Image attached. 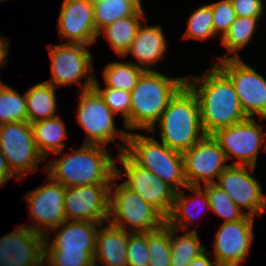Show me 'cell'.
I'll return each mask as SVG.
<instances>
[{
	"mask_svg": "<svg viewBox=\"0 0 266 266\" xmlns=\"http://www.w3.org/2000/svg\"><path fill=\"white\" fill-rule=\"evenodd\" d=\"M186 85L198 99L205 135L249 118L242 109L233 83L215 64L200 77L186 76Z\"/></svg>",
	"mask_w": 266,
	"mask_h": 266,
	"instance_id": "1",
	"label": "cell"
},
{
	"mask_svg": "<svg viewBox=\"0 0 266 266\" xmlns=\"http://www.w3.org/2000/svg\"><path fill=\"white\" fill-rule=\"evenodd\" d=\"M48 162L44 171L64 187L87 184H111L116 175V158L106 150V146L84 144L78 150L62 155ZM61 155L57 158L58 155Z\"/></svg>",
	"mask_w": 266,
	"mask_h": 266,
	"instance_id": "2",
	"label": "cell"
},
{
	"mask_svg": "<svg viewBox=\"0 0 266 266\" xmlns=\"http://www.w3.org/2000/svg\"><path fill=\"white\" fill-rule=\"evenodd\" d=\"M156 123L159 125H154L148 132L156 133L159 129L160 142L181 153L205 135L198 99L186 84L169 101Z\"/></svg>",
	"mask_w": 266,
	"mask_h": 266,
	"instance_id": "3",
	"label": "cell"
},
{
	"mask_svg": "<svg viewBox=\"0 0 266 266\" xmlns=\"http://www.w3.org/2000/svg\"><path fill=\"white\" fill-rule=\"evenodd\" d=\"M100 224L65 220L53 228V240L45 235L44 266H93Z\"/></svg>",
	"mask_w": 266,
	"mask_h": 266,
	"instance_id": "4",
	"label": "cell"
},
{
	"mask_svg": "<svg viewBox=\"0 0 266 266\" xmlns=\"http://www.w3.org/2000/svg\"><path fill=\"white\" fill-rule=\"evenodd\" d=\"M185 84L186 76L169 77L157 70L144 71L131 91L130 131H149Z\"/></svg>",
	"mask_w": 266,
	"mask_h": 266,
	"instance_id": "5",
	"label": "cell"
},
{
	"mask_svg": "<svg viewBox=\"0 0 266 266\" xmlns=\"http://www.w3.org/2000/svg\"><path fill=\"white\" fill-rule=\"evenodd\" d=\"M124 152L136 164L154 173L176 191L188 187L183 154L170 149L153 136L129 132Z\"/></svg>",
	"mask_w": 266,
	"mask_h": 266,
	"instance_id": "6",
	"label": "cell"
},
{
	"mask_svg": "<svg viewBox=\"0 0 266 266\" xmlns=\"http://www.w3.org/2000/svg\"><path fill=\"white\" fill-rule=\"evenodd\" d=\"M116 179L110 184L107 222L130 233H151L162 228L166 218L123 183H115Z\"/></svg>",
	"mask_w": 266,
	"mask_h": 266,
	"instance_id": "7",
	"label": "cell"
},
{
	"mask_svg": "<svg viewBox=\"0 0 266 266\" xmlns=\"http://www.w3.org/2000/svg\"><path fill=\"white\" fill-rule=\"evenodd\" d=\"M77 121L86 132L84 144L107 146L108 143L122 139L118 145L119 153L126 148L129 132L117 129L115 114L104 103L99 93L92 87L80 92Z\"/></svg>",
	"mask_w": 266,
	"mask_h": 266,
	"instance_id": "8",
	"label": "cell"
},
{
	"mask_svg": "<svg viewBox=\"0 0 266 266\" xmlns=\"http://www.w3.org/2000/svg\"><path fill=\"white\" fill-rule=\"evenodd\" d=\"M89 47L72 43L49 45L47 50L51 59L52 78L46 82L56 88L79 83L81 88L78 92L92 88L96 78L93 76V58ZM86 77L82 86L81 79Z\"/></svg>",
	"mask_w": 266,
	"mask_h": 266,
	"instance_id": "9",
	"label": "cell"
},
{
	"mask_svg": "<svg viewBox=\"0 0 266 266\" xmlns=\"http://www.w3.org/2000/svg\"><path fill=\"white\" fill-rule=\"evenodd\" d=\"M0 151L17 180L38 168L44 157L35 144L30 123L15 121L0 125Z\"/></svg>",
	"mask_w": 266,
	"mask_h": 266,
	"instance_id": "10",
	"label": "cell"
},
{
	"mask_svg": "<svg viewBox=\"0 0 266 266\" xmlns=\"http://www.w3.org/2000/svg\"><path fill=\"white\" fill-rule=\"evenodd\" d=\"M117 157L116 163L119 161L123 168L119 169L116 164L117 179L125 176L127 180L122 183L167 218L172 211L177 191L151 171L136 164L124 151L118 153Z\"/></svg>",
	"mask_w": 266,
	"mask_h": 266,
	"instance_id": "11",
	"label": "cell"
},
{
	"mask_svg": "<svg viewBox=\"0 0 266 266\" xmlns=\"http://www.w3.org/2000/svg\"><path fill=\"white\" fill-rule=\"evenodd\" d=\"M233 83L244 113L263 121L266 116V78L243 61L228 58L214 63ZM256 115V116H255Z\"/></svg>",
	"mask_w": 266,
	"mask_h": 266,
	"instance_id": "12",
	"label": "cell"
},
{
	"mask_svg": "<svg viewBox=\"0 0 266 266\" xmlns=\"http://www.w3.org/2000/svg\"><path fill=\"white\" fill-rule=\"evenodd\" d=\"M212 135L227 160L237 158L232 165L256 167L258 153L264 142L263 151H266V130H263L256 117H249L240 123L221 128Z\"/></svg>",
	"mask_w": 266,
	"mask_h": 266,
	"instance_id": "13",
	"label": "cell"
},
{
	"mask_svg": "<svg viewBox=\"0 0 266 266\" xmlns=\"http://www.w3.org/2000/svg\"><path fill=\"white\" fill-rule=\"evenodd\" d=\"M46 183L35 190H30L24 196L29 209L31 224H22L31 230L49 235L50 231L61 225L65 220L64 199L65 187L54 181L49 175Z\"/></svg>",
	"mask_w": 266,
	"mask_h": 266,
	"instance_id": "14",
	"label": "cell"
},
{
	"mask_svg": "<svg viewBox=\"0 0 266 266\" xmlns=\"http://www.w3.org/2000/svg\"><path fill=\"white\" fill-rule=\"evenodd\" d=\"M254 169L251 166L230 164L218 176V181L214 182L237 207L252 217L262 216L266 209V196L262 193L261 184L251 174Z\"/></svg>",
	"mask_w": 266,
	"mask_h": 266,
	"instance_id": "15",
	"label": "cell"
},
{
	"mask_svg": "<svg viewBox=\"0 0 266 266\" xmlns=\"http://www.w3.org/2000/svg\"><path fill=\"white\" fill-rule=\"evenodd\" d=\"M184 174L188 186L212 184L230 164L213 135H204L184 151Z\"/></svg>",
	"mask_w": 266,
	"mask_h": 266,
	"instance_id": "16",
	"label": "cell"
},
{
	"mask_svg": "<svg viewBox=\"0 0 266 266\" xmlns=\"http://www.w3.org/2000/svg\"><path fill=\"white\" fill-rule=\"evenodd\" d=\"M254 217L222 222L212 243L215 261L219 266H240L250 253L254 241Z\"/></svg>",
	"mask_w": 266,
	"mask_h": 266,
	"instance_id": "17",
	"label": "cell"
},
{
	"mask_svg": "<svg viewBox=\"0 0 266 266\" xmlns=\"http://www.w3.org/2000/svg\"><path fill=\"white\" fill-rule=\"evenodd\" d=\"M110 184L65 187L64 210L68 221L105 223L109 218Z\"/></svg>",
	"mask_w": 266,
	"mask_h": 266,
	"instance_id": "18",
	"label": "cell"
},
{
	"mask_svg": "<svg viewBox=\"0 0 266 266\" xmlns=\"http://www.w3.org/2000/svg\"><path fill=\"white\" fill-rule=\"evenodd\" d=\"M45 236L20 225L0 238V266H44Z\"/></svg>",
	"mask_w": 266,
	"mask_h": 266,
	"instance_id": "19",
	"label": "cell"
},
{
	"mask_svg": "<svg viewBox=\"0 0 266 266\" xmlns=\"http://www.w3.org/2000/svg\"><path fill=\"white\" fill-rule=\"evenodd\" d=\"M59 37L65 43L92 46L98 32L94 21L93 2L87 0H63L57 22Z\"/></svg>",
	"mask_w": 266,
	"mask_h": 266,
	"instance_id": "20",
	"label": "cell"
},
{
	"mask_svg": "<svg viewBox=\"0 0 266 266\" xmlns=\"http://www.w3.org/2000/svg\"><path fill=\"white\" fill-rule=\"evenodd\" d=\"M166 46L167 41L161 25H145L143 27L142 23L123 58L131 54L138 60L137 63L130 60L131 63L142 68L144 71H156L152 66L164 58L167 50Z\"/></svg>",
	"mask_w": 266,
	"mask_h": 266,
	"instance_id": "21",
	"label": "cell"
},
{
	"mask_svg": "<svg viewBox=\"0 0 266 266\" xmlns=\"http://www.w3.org/2000/svg\"><path fill=\"white\" fill-rule=\"evenodd\" d=\"M100 224L96 236L94 265L98 262L104 266H127V246L130 232L116 227L109 222L104 227Z\"/></svg>",
	"mask_w": 266,
	"mask_h": 266,
	"instance_id": "22",
	"label": "cell"
},
{
	"mask_svg": "<svg viewBox=\"0 0 266 266\" xmlns=\"http://www.w3.org/2000/svg\"><path fill=\"white\" fill-rule=\"evenodd\" d=\"M185 189H189L195 194L194 195L190 194L192 195L191 197H186L185 191H184ZM185 189H181L176 192L172 211L169 214V216L166 218V223L169 226L174 227L176 229H179V230L181 229L183 231H190L188 227L189 225L194 227L193 224L196 218L194 217V214H193L194 211L192 212V209H194L192 208V206L201 209L202 212H205V210H211V209H210V205L208 201V195L201 186H188Z\"/></svg>",
	"mask_w": 266,
	"mask_h": 266,
	"instance_id": "23",
	"label": "cell"
},
{
	"mask_svg": "<svg viewBox=\"0 0 266 266\" xmlns=\"http://www.w3.org/2000/svg\"><path fill=\"white\" fill-rule=\"evenodd\" d=\"M30 125L37 150L44 159H48L49 153L61 152L66 147V143L63 142L68 137L66 124L58 114L56 117L31 123Z\"/></svg>",
	"mask_w": 266,
	"mask_h": 266,
	"instance_id": "24",
	"label": "cell"
},
{
	"mask_svg": "<svg viewBox=\"0 0 266 266\" xmlns=\"http://www.w3.org/2000/svg\"><path fill=\"white\" fill-rule=\"evenodd\" d=\"M144 18L143 7L135 14L121 18L107 25L98 32V37L106 36L109 45L119 57H123L129 50L131 43L136 37L137 30Z\"/></svg>",
	"mask_w": 266,
	"mask_h": 266,
	"instance_id": "25",
	"label": "cell"
},
{
	"mask_svg": "<svg viewBox=\"0 0 266 266\" xmlns=\"http://www.w3.org/2000/svg\"><path fill=\"white\" fill-rule=\"evenodd\" d=\"M28 122L35 123L56 117V87L44 81L25 92Z\"/></svg>",
	"mask_w": 266,
	"mask_h": 266,
	"instance_id": "26",
	"label": "cell"
},
{
	"mask_svg": "<svg viewBox=\"0 0 266 266\" xmlns=\"http://www.w3.org/2000/svg\"><path fill=\"white\" fill-rule=\"evenodd\" d=\"M197 233V228H193L180 236L179 229L170 226V266H187L206 250Z\"/></svg>",
	"mask_w": 266,
	"mask_h": 266,
	"instance_id": "27",
	"label": "cell"
},
{
	"mask_svg": "<svg viewBox=\"0 0 266 266\" xmlns=\"http://www.w3.org/2000/svg\"><path fill=\"white\" fill-rule=\"evenodd\" d=\"M259 21L261 20L258 17L237 16L228 32L221 38V44L226 48L228 54L234 53V55L224 54L222 57L217 58L218 62L228 58H241L238 52L250 43L251 38L256 34V27Z\"/></svg>",
	"mask_w": 266,
	"mask_h": 266,
	"instance_id": "28",
	"label": "cell"
},
{
	"mask_svg": "<svg viewBox=\"0 0 266 266\" xmlns=\"http://www.w3.org/2000/svg\"><path fill=\"white\" fill-rule=\"evenodd\" d=\"M97 32L118 19L135 15L141 8V0H98L93 2Z\"/></svg>",
	"mask_w": 266,
	"mask_h": 266,
	"instance_id": "29",
	"label": "cell"
},
{
	"mask_svg": "<svg viewBox=\"0 0 266 266\" xmlns=\"http://www.w3.org/2000/svg\"><path fill=\"white\" fill-rule=\"evenodd\" d=\"M106 88H113L130 92L144 70L129 62H110L102 71Z\"/></svg>",
	"mask_w": 266,
	"mask_h": 266,
	"instance_id": "30",
	"label": "cell"
},
{
	"mask_svg": "<svg viewBox=\"0 0 266 266\" xmlns=\"http://www.w3.org/2000/svg\"><path fill=\"white\" fill-rule=\"evenodd\" d=\"M15 121L27 122L26 98L8 84L0 86V125Z\"/></svg>",
	"mask_w": 266,
	"mask_h": 266,
	"instance_id": "31",
	"label": "cell"
},
{
	"mask_svg": "<svg viewBox=\"0 0 266 266\" xmlns=\"http://www.w3.org/2000/svg\"><path fill=\"white\" fill-rule=\"evenodd\" d=\"M208 195L210 209L213 213L224 219L223 222H231L242 219L246 214L235 205L229 195L214 183L201 185Z\"/></svg>",
	"mask_w": 266,
	"mask_h": 266,
	"instance_id": "32",
	"label": "cell"
},
{
	"mask_svg": "<svg viewBox=\"0 0 266 266\" xmlns=\"http://www.w3.org/2000/svg\"><path fill=\"white\" fill-rule=\"evenodd\" d=\"M214 37L216 35L211 6L209 4L202 5L188 17L187 29L183 38L205 41Z\"/></svg>",
	"mask_w": 266,
	"mask_h": 266,
	"instance_id": "33",
	"label": "cell"
},
{
	"mask_svg": "<svg viewBox=\"0 0 266 266\" xmlns=\"http://www.w3.org/2000/svg\"><path fill=\"white\" fill-rule=\"evenodd\" d=\"M148 251V266H170V226L167 223L157 231L148 233Z\"/></svg>",
	"mask_w": 266,
	"mask_h": 266,
	"instance_id": "34",
	"label": "cell"
},
{
	"mask_svg": "<svg viewBox=\"0 0 266 266\" xmlns=\"http://www.w3.org/2000/svg\"><path fill=\"white\" fill-rule=\"evenodd\" d=\"M93 88L99 93L104 100V103L117 115L118 113L123 117L124 125L130 131V107H131V93L113 89L100 88L98 81L95 79Z\"/></svg>",
	"mask_w": 266,
	"mask_h": 266,
	"instance_id": "35",
	"label": "cell"
},
{
	"mask_svg": "<svg viewBox=\"0 0 266 266\" xmlns=\"http://www.w3.org/2000/svg\"><path fill=\"white\" fill-rule=\"evenodd\" d=\"M148 233H131L128 236L127 266H148Z\"/></svg>",
	"mask_w": 266,
	"mask_h": 266,
	"instance_id": "36",
	"label": "cell"
},
{
	"mask_svg": "<svg viewBox=\"0 0 266 266\" xmlns=\"http://www.w3.org/2000/svg\"><path fill=\"white\" fill-rule=\"evenodd\" d=\"M213 13V27L215 35L223 36L228 32L237 15L231 0H219L209 4Z\"/></svg>",
	"mask_w": 266,
	"mask_h": 266,
	"instance_id": "37",
	"label": "cell"
},
{
	"mask_svg": "<svg viewBox=\"0 0 266 266\" xmlns=\"http://www.w3.org/2000/svg\"><path fill=\"white\" fill-rule=\"evenodd\" d=\"M231 3L236 15L240 17L248 16L261 19L266 8L263 0H231Z\"/></svg>",
	"mask_w": 266,
	"mask_h": 266,
	"instance_id": "38",
	"label": "cell"
},
{
	"mask_svg": "<svg viewBox=\"0 0 266 266\" xmlns=\"http://www.w3.org/2000/svg\"><path fill=\"white\" fill-rule=\"evenodd\" d=\"M17 178L10 170L5 156L0 151V187H4L12 178Z\"/></svg>",
	"mask_w": 266,
	"mask_h": 266,
	"instance_id": "39",
	"label": "cell"
},
{
	"mask_svg": "<svg viewBox=\"0 0 266 266\" xmlns=\"http://www.w3.org/2000/svg\"><path fill=\"white\" fill-rule=\"evenodd\" d=\"M208 253L211 252L206 249L203 253L194 258L187 266H219L215 260L211 261Z\"/></svg>",
	"mask_w": 266,
	"mask_h": 266,
	"instance_id": "40",
	"label": "cell"
},
{
	"mask_svg": "<svg viewBox=\"0 0 266 266\" xmlns=\"http://www.w3.org/2000/svg\"><path fill=\"white\" fill-rule=\"evenodd\" d=\"M8 38H4L0 35V66L3 67L7 64L8 60V52H9V46L10 42H8Z\"/></svg>",
	"mask_w": 266,
	"mask_h": 266,
	"instance_id": "41",
	"label": "cell"
},
{
	"mask_svg": "<svg viewBox=\"0 0 266 266\" xmlns=\"http://www.w3.org/2000/svg\"><path fill=\"white\" fill-rule=\"evenodd\" d=\"M87 1H90V2H95V1H98V0H87Z\"/></svg>",
	"mask_w": 266,
	"mask_h": 266,
	"instance_id": "42",
	"label": "cell"
},
{
	"mask_svg": "<svg viewBox=\"0 0 266 266\" xmlns=\"http://www.w3.org/2000/svg\"><path fill=\"white\" fill-rule=\"evenodd\" d=\"M0 68H1V66H0ZM3 83H4V82H2L1 79H0V86H1Z\"/></svg>",
	"mask_w": 266,
	"mask_h": 266,
	"instance_id": "43",
	"label": "cell"
}]
</instances>
